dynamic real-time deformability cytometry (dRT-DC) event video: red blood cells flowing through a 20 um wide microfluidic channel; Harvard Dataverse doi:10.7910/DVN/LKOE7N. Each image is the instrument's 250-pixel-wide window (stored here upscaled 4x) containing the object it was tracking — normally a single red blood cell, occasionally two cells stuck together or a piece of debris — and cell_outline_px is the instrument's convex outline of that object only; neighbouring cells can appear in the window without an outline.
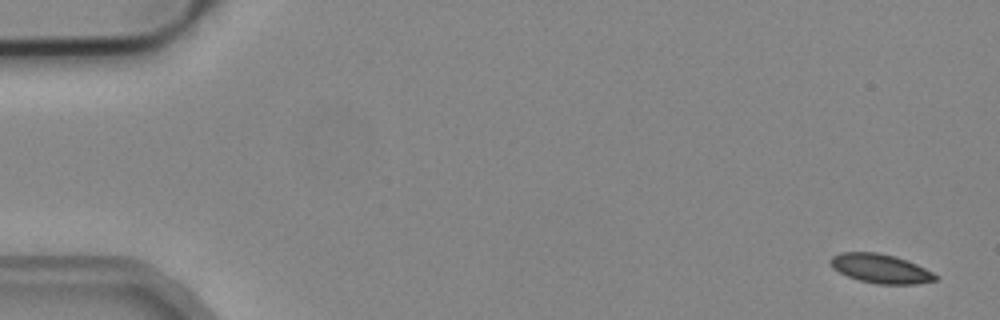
{"species": "common noctule bat (a hibernating species)", "species_latin": "Nyctalus noctula", "temperature_condition": "cold", "stored_images_in_passage": 5, "camera_frame_rate_fps": 3000, "um_per_image_px": 0.085, "animal": {"sex": "male", "body_mass_g": 19.2, "forearm_length_mm": 51.8}, "frame": {"image": 1, "passage_image": 1, "time_ms": 0.0, "image_size_px": [1000, 320], "cell_outline_px": [[940, 276], [936, 280], [916, 284], [876, 284], [860, 280], [848, 276], [832, 268], [828, 264], [828, 260], [832, 256], [840, 252], [876, 252], [896, 256], [916, 264]], "centroid_in_image_um": [74.82, 22.82], "position_along_channel_um": 10.2, "area_um2": 17.92}}
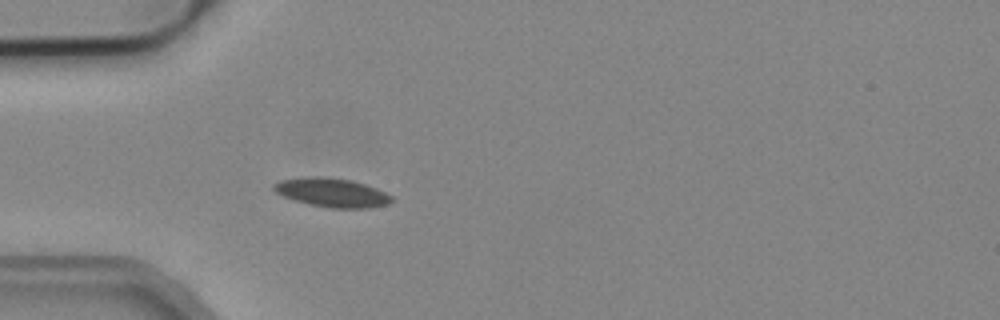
{"frame": {"image": 2, "passage_image": 5, "time_ms": 1.333, "image_size_px": [1000, 320], "cell_outline_px": [[392, 200], [388, 204], [368, 208], [332, 208], [312, 204], [296, 200], [284, 196], [276, 192], [272, 188], [272, 184], [280, 180], [312, 176], [320, 176], [352, 180], [376, 188], [392, 196]], "centroid_in_image_um": [28.21, 16.36], "position_along_channel_um": 56.8, "area_um2": 19.59}}